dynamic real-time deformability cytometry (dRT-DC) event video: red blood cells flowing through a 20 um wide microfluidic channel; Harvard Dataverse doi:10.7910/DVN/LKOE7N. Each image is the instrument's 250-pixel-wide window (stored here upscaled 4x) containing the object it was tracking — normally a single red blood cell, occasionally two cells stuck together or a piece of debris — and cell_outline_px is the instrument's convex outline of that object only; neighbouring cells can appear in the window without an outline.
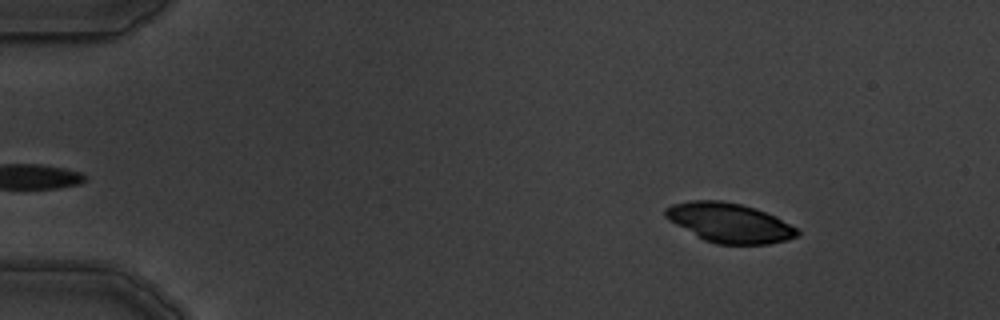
{"species": "common noctule bat (a hibernating species)", "species_latin": "Nyctalus noctula", "temperature_condition": "warm", "stored_images_in_passage": 4, "camera_frame_rate_fps": 3000, "um_per_image_px": 0.085, "animal": {"sex": "male", "body_mass_g": 19.5, "forearm_length_mm": 54.6}, "frame": {"image": 1, "passage_image": 1, "time_ms": 0.0, "image_size_px": [1000, 320], "cell_outline_px": [[800, 232], [796, 236], [788, 240], [768, 244], [716, 244], [704, 240], [668, 220], [664, 216], [664, 208], [672, 204], [692, 200], [720, 200], [740, 204], [756, 208], [776, 216], [796, 228]], "centroid_in_image_um": [61.98, 18.93], "position_along_channel_um": 23.0, "area_um2": 30.35}}